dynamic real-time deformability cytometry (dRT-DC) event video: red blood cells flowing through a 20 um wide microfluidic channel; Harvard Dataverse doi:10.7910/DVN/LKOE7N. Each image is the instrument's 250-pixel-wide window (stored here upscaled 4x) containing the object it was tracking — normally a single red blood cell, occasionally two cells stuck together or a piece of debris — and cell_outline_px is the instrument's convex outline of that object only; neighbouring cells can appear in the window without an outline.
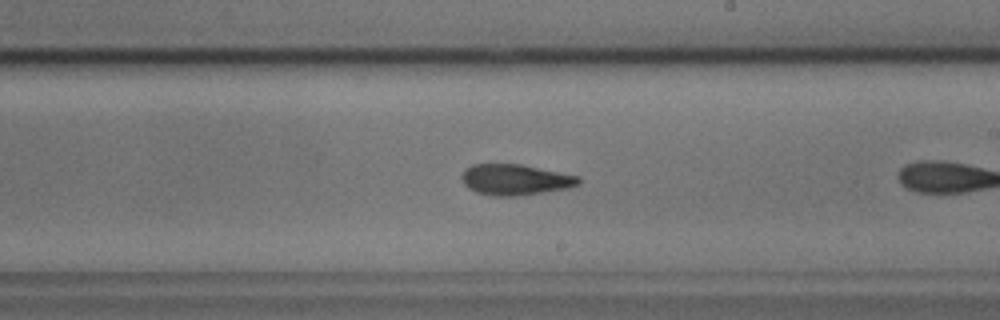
{"species": "common noctule bat (a hibernating species)", "species_latin": "Nyctalus noctula", "temperature_condition": "cold", "stored_images_in_passage": 22, "camera_frame_rate_fps": 3000, "um_per_image_px": 0.085, "animal": {"sex": "male", "body_mass_g": 17.9, "forearm_length_mm": 54.2}, "frame": {"image": 1, "passage_image": 13, "time_ms": 4.0, "image_size_px": [1000, 320], "cell_outline_px": [[580, 184], [568, 188], [520, 196], [492, 196], [476, 192], [468, 188], [460, 180], [460, 176], [464, 168], [472, 164], [520, 164], [580, 176]], "centroid_in_image_um": [43.76, 15.27], "position_along_channel_um": 245.2, "area_um2": 21.27}}
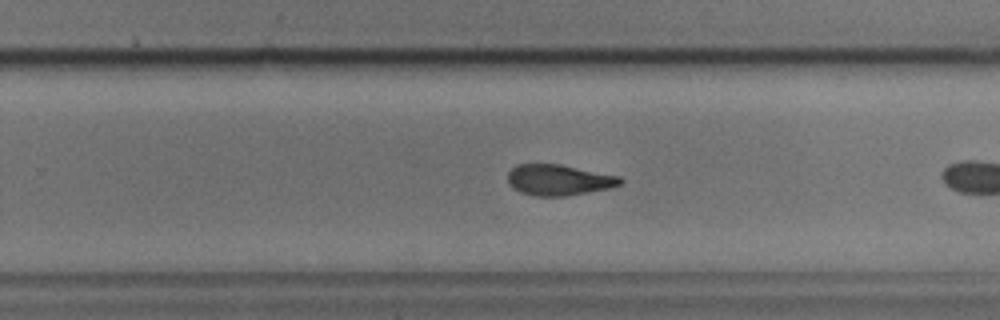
{"frame": {"image": 2, "passage_image": 16, "time_ms": 5.0, "image_size_px": [1000, 320], "cell_outline_px": [[624, 184], [608, 188], [568, 196], [540, 196], [520, 192], [508, 184], [508, 172], [516, 164], [560, 164], [620, 176], [624, 180]], "centroid_in_image_um": [47.52, 15.29], "position_along_channel_um": 282.3, "area_um2": 20.29}}